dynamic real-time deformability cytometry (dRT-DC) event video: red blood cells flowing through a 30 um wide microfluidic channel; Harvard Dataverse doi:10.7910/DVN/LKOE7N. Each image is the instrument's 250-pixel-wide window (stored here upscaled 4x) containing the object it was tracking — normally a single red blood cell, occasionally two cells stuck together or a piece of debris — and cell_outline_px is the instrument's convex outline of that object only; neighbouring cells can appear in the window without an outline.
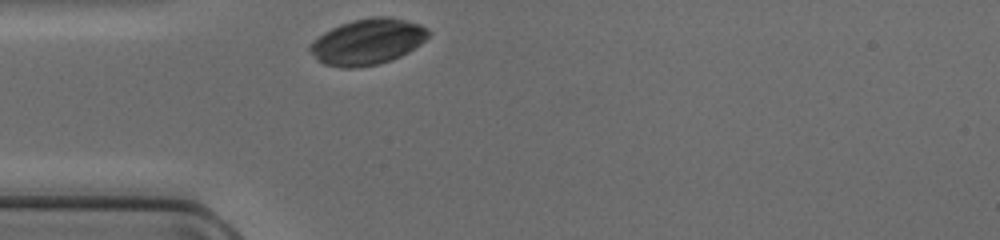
{"species": "common noctule bat (a hibernating species)", "species_latin": "Nyctalus noctula", "temperature_condition": "cold", "stored_images_in_passage": 25, "camera_frame_rate_fps": 3000, "um_per_image_px": 0.085, "animal": {"sex": "female", "body_mass_g": 17.0, "forearm_length_mm": 48.0}, "frame": {"image": 1, "passage_image": 1, "time_ms": 0.0, "image_size_px": [1000, 240], "cell_outline_px": [[432, 32], [420, 44], [408, 52], [392, 60], [376, 64], [352, 68], [344, 68], [324, 64], [308, 48], [324, 32], [340, 24], [352, 20], [372, 16], [388, 16], [420, 24], [428, 28]], "centroid_in_image_um": [31.29, 3.53], "position_along_channel_um": 53.7, "area_um2": 31.27}}
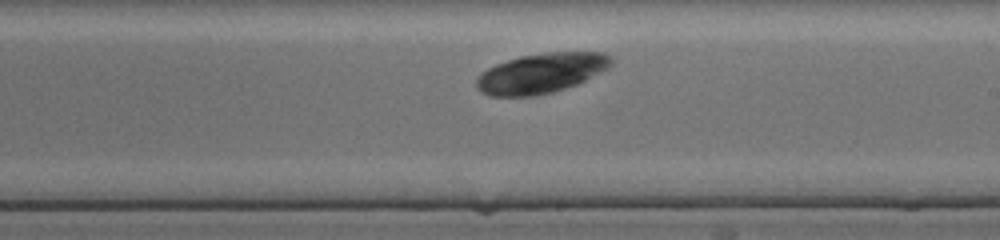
{"frame": {"image": 2, "passage_image": 15, "time_ms": 4.667, "image_size_px": [1000, 240], "cell_outline_px": [[616, 60], [608, 68], [576, 84], [552, 92], [532, 96], [488, 96], [480, 92], [476, 88], [476, 80], [480, 72], [496, 64], [520, 56], [544, 52], [604, 52], [612, 56]], "centroid_in_image_um": [45.99, 6.21], "position_along_channel_um": 243.0, "area_um2": 31.5}}
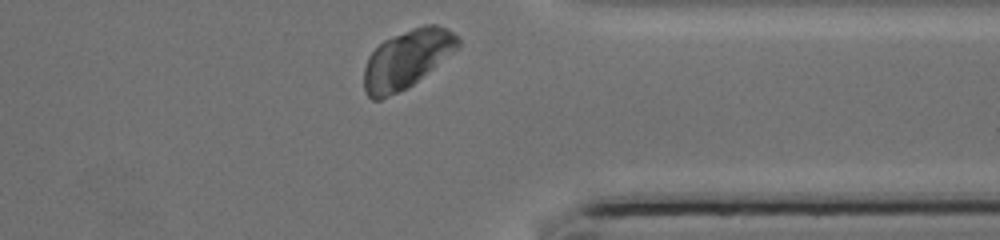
{"frame": {"image": 3, "passage_image": 25, "time_ms": 8.0, "image_size_px": [1000, 240], "cell_outline_px": [[460, 44], [456, 48], [408, 88], [380, 100], [372, 100], [364, 92], [364, 68], [368, 56], [384, 40], [392, 36], [412, 28], [424, 24], [436, 24], [448, 28], [460, 40]], "centroid_in_image_um": [34.53, 5.02], "position_along_channel_um": 376.9, "area_um2": 31.56}}